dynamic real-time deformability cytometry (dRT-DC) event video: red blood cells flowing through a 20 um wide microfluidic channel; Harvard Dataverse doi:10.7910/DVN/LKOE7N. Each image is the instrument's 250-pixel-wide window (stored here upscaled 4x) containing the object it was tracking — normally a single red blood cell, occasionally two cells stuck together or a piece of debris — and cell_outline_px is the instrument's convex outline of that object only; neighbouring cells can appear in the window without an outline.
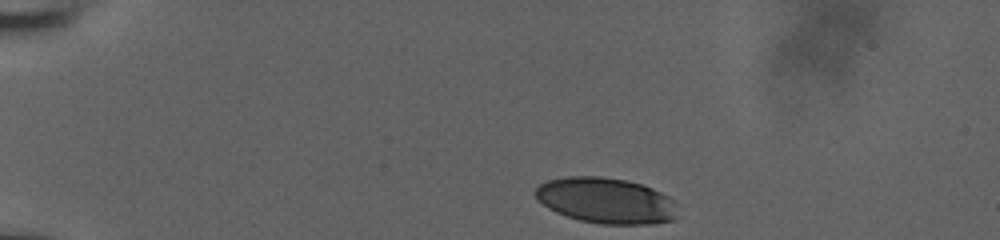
{"species": "human", "species_latin": "Homo sapiens", "temperature_condition": "room temperature", "stored_images_in_passage": 37, "camera_frame_rate_fps": 3000, "um_per_image_px": 0.085, "donor": {"sex": "male"}, "frame": {"image": 1, "passage_image": 1, "time_ms": 0.0, "image_size_px": [1000, 240], "cell_outline_px": [[676, 216], [672, 220], [648, 224], [600, 224], [580, 220], [556, 212], [548, 208], [536, 196], [536, 188], [540, 184], [548, 180], [564, 176], [600, 176], [628, 180], [652, 188], [668, 196], [672, 200]], "centroid_in_image_um": [51.49, 17.04], "position_along_channel_um": 33.5, "area_um2": 37.57}}
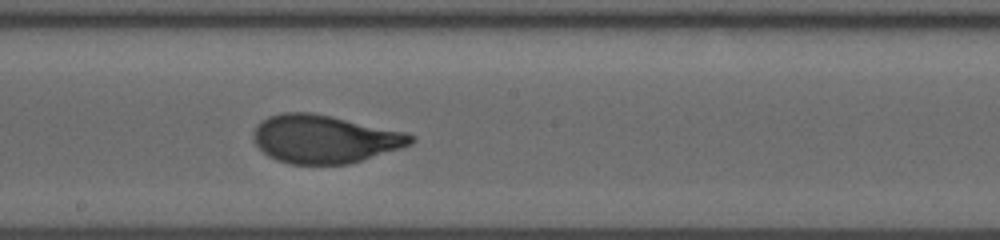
{"frame": {"image": 2, "passage_image": 22, "time_ms": 7.0, "image_size_px": [1000, 240], "cell_outline_px": [[416, 140], [412, 144], [400, 148], [348, 164], [288, 164], [276, 160], [268, 156], [256, 144], [252, 136], [252, 132], [256, 124], [260, 120], [268, 116], [280, 112], [312, 112], [404, 132], [416, 136]], "centroid_in_image_um": [27.53, 11.81], "position_along_channel_um": 220.7, "area_um2": 44.16}}
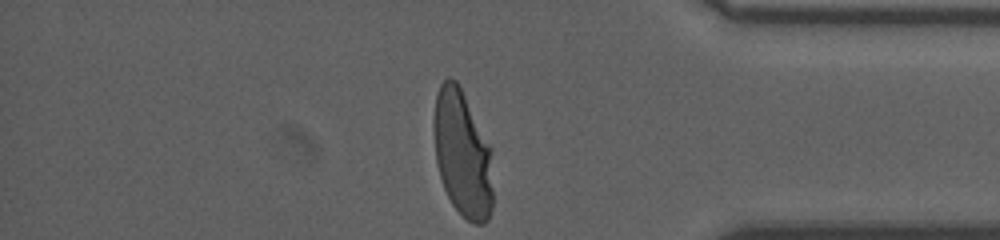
{"frame": {"image": 3, "passage_image": 37, "time_ms": 12.0, "image_size_px": [1000, 240], "cell_outline_px": [[492, 208], [488, 220], [484, 224], [472, 224], [452, 204], [444, 188], [440, 176], [436, 160], [432, 124], [432, 120], [436, 96], [440, 84], [448, 76], [456, 80], [492, 148]], "centroid_in_image_um": [39.31, 13.07], "position_along_channel_um": 395.9, "area_um2": 43.99}, "authors_computed_cell_mechanics": {"area_um2": 43.5234, "velocity_mm_per_s": 3.8455, "shape_relaxation_time_tau1_ms": 4.1224, "shape_relaxation_time_tau2_ms": null, "deformation_change_tau1": 0.1925, "deformation_change_tau2": null}}